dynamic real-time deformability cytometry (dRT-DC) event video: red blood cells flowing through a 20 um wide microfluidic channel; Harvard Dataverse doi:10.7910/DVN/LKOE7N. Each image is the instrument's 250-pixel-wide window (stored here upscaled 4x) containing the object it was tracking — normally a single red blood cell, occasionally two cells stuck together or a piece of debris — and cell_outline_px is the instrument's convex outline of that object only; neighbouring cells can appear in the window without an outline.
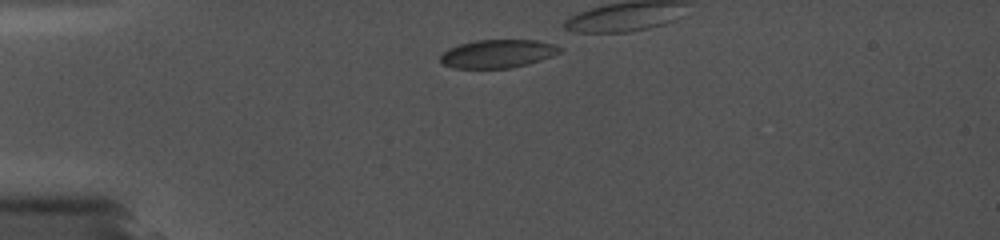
{"species": "common noctule bat (a hibernating species)", "species_latin": "Nyctalus noctula", "temperature_condition": "cold", "stored_images_in_passage": 28, "camera_frame_rate_fps": 5000, "um_per_image_px": 0.085, "animal": {"sex": "female", "body_mass_g": 19.0, "forearm_length_mm": 56.7}, "frame": {"image": 1, "passage_image": 1, "time_ms": 0.0, "image_size_px": [1000, 240], "cell_outline_px": [[564, 48], [560, 52], [552, 56], [528, 64], [512, 68], [452, 68], [444, 64], [440, 60], [440, 56], [448, 48], [460, 44], [476, 40], [536, 40], [556, 44]], "centroid_in_image_um": [42.33, 4.56], "position_along_channel_um": 42.7, "area_um2": 19.77}}
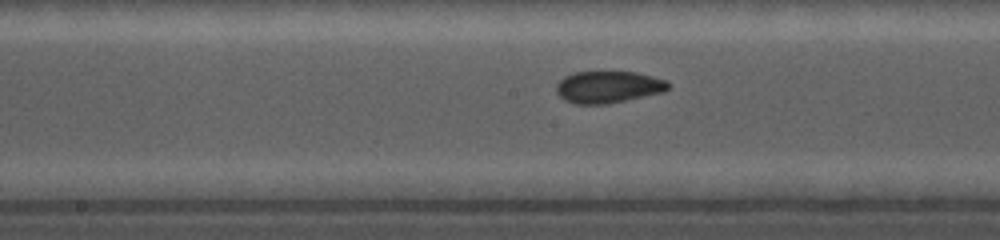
{"frame": {"image": 2, "passage_image": 15, "time_ms": 5.0, "image_size_px": [1000, 240], "cell_outline_px": [[672, 84], [664, 92], [604, 104], [576, 104], [564, 100], [556, 92], [556, 84], [564, 76], [572, 72], [636, 72], [668, 80]], "centroid_in_image_um": [51.7, 7.38], "position_along_channel_um": 196.5, "area_um2": 20.87}}
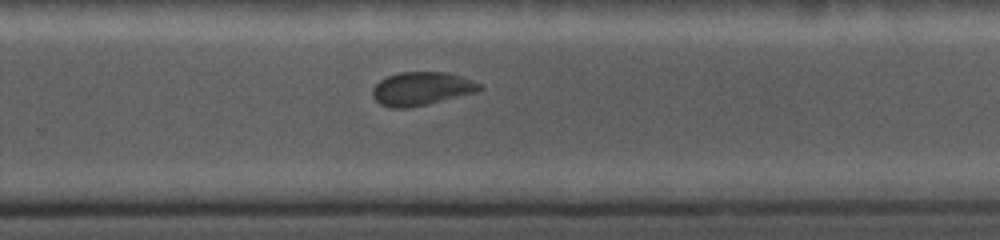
{"frame": {"image": 3, "passage_image": 22, "time_ms": 7.6, "image_size_px": [1000, 240], "cell_outline_px": [[484, 88], [476, 92], [428, 104], [408, 108], [388, 108], [380, 104], [372, 96], [372, 88], [380, 80], [388, 76], [400, 72], [444, 72], [460, 76], [472, 80], [480, 84]], "centroid_in_image_um": [35.81, 7.55], "position_along_channel_um": 294.0, "area_um2": 20.81}}